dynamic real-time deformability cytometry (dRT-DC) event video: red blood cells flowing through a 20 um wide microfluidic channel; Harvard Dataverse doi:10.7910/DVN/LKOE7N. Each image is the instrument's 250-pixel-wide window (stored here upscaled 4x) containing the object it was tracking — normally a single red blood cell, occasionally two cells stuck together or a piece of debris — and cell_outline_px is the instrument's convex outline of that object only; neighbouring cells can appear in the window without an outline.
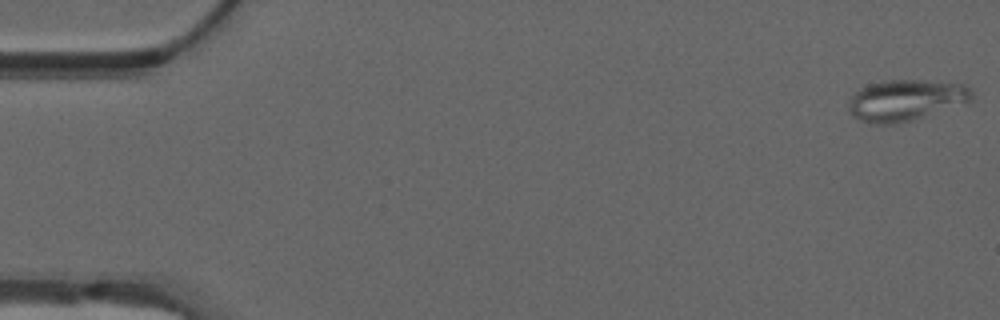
{"species": "common noctule bat (a hibernating species)", "species_latin": "Nyctalus noctula", "temperature_condition": "warm", "stored_images_in_passage": 2, "camera_frame_rate_fps": 3000, "um_per_image_px": 0.085, "animal": {"sex": "male", "forearm_length_mm": 52.5}, "frame": {"image": 1, "passage_image": 1, "time_ms": 0.0, "image_size_px": [1000, 320], "cell_outline_px": [[972, 100], [912, 120], [892, 124], [868, 124], [852, 116], [848, 112], [848, 100], [860, 88], [868, 84], [884, 80], [920, 80], [968, 84], [972, 92]], "centroid_in_image_um": [76.94, 8.51], "position_along_channel_um": 8.1, "area_um2": 29.59}}